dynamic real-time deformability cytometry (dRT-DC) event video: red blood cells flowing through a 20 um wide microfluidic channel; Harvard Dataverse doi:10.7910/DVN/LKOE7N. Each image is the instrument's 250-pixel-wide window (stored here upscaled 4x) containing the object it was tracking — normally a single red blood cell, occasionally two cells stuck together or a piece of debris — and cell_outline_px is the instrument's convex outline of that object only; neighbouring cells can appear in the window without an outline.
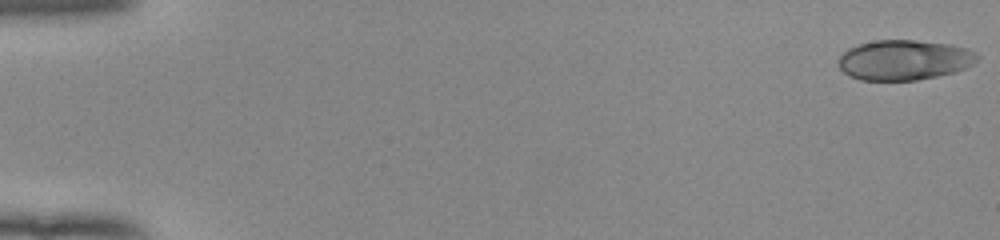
{"species": "human", "species_latin": "Homo sapiens", "temperature_condition": "room temperature", "stored_images_in_passage": 53, "camera_frame_rate_fps": 3000, "um_per_image_px": 0.085, "donor": {"sex": "female"}, "frame": {"image": 1, "passage_image": 1, "time_ms": 0.0, "image_size_px": [1000, 240], "cell_outline_px": [[980, 56], [972, 64], [956, 72], [916, 80], [860, 80], [848, 76], [840, 68], [840, 56], [848, 48], [860, 44], [876, 40], [916, 40], [952, 44], [968, 48], [976, 52]], "centroid_in_image_um": [76.88, 5.09], "position_along_channel_um": 8.1, "area_um2": 32.48}}
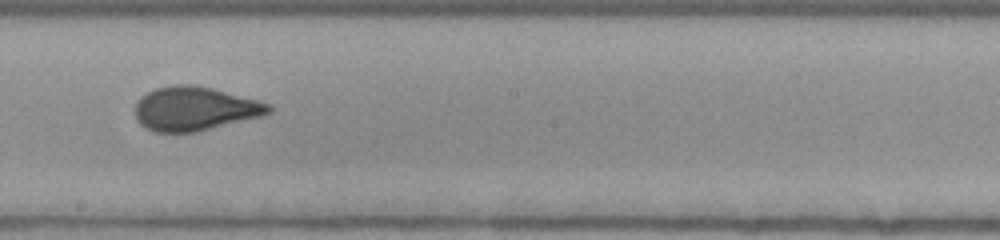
{"frame": {"image": 2, "passage_image": 31, "time_ms": 10.0, "image_size_px": [1000, 240], "cell_outline_px": [[272, 112], [260, 116], [196, 132], [152, 132], [144, 128], [136, 120], [136, 100], [140, 96], [156, 88], [176, 84], [192, 84], [212, 88], [272, 104]], "centroid_in_image_um": [16.52, 9.24], "position_along_channel_um": 231.7, "area_um2": 34.22}}
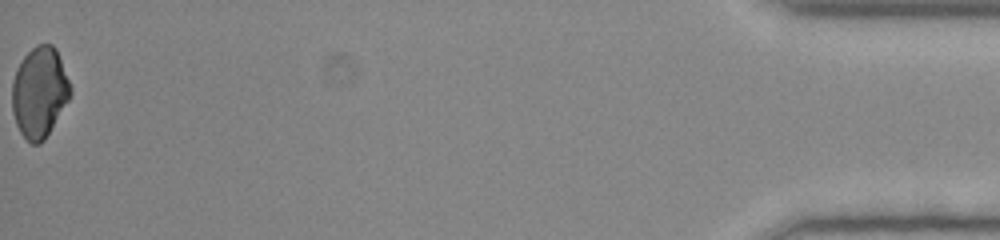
{"frame": {"image": 3, "passage_image": 53, "time_ms": 17.333, "image_size_px": [1000, 240], "cell_outline_px": [[72, 92], [68, 100], [44, 140], [40, 144], [32, 144], [20, 132], [16, 124], [12, 112], [12, 80], [16, 68], [20, 60], [36, 44], [52, 44], [56, 48], [72, 88]], "centroid_in_image_um": [3.34, 7.82], "position_along_channel_um": 431.9, "area_um2": 30.81}, "authors_computed_cell_mechanics": {"area_um2": 33.524, "velocity_mm_per_s": 3.9716, "shape_relaxation_time_tau1_ms": 8.3314, "shape_relaxation_time_tau2_ms": null, "deformation_change_tau1": 0.1836, "deformation_change_tau2": null}}